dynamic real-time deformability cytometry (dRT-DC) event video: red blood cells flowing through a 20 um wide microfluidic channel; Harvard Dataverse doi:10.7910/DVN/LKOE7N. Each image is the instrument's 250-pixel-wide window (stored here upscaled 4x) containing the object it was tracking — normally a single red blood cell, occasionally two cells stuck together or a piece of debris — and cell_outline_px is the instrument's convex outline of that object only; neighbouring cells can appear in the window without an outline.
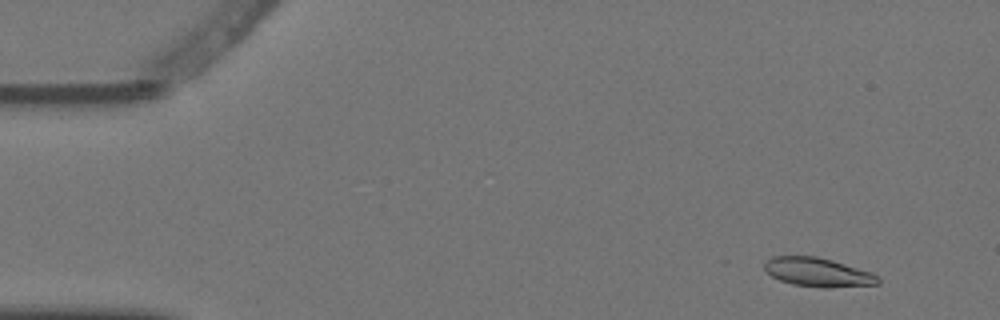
{"species": "Egyptian fruit bat (a non-hibernating species)", "species_latin": "Rousettus aegyptiacus", "temperature_condition": "warm", "stored_images_in_passage": 4, "camera_frame_rate_fps": 3000, "um_per_image_px": 0.085, "animal": {"sex": "female"}, "frame": {"image": 1, "passage_image": 1, "time_ms": 0.0, "image_size_px": [1000, 320], "cell_outline_px": [[880, 284], [824, 288], [792, 284], [780, 280], [772, 276], [764, 268], [764, 264], [772, 256], [816, 256], [832, 260], [872, 272], [880, 280]], "centroid_in_image_um": [69.53, 23.14], "position_along_channel_um": 15.5, "area_um2": 19.02}}
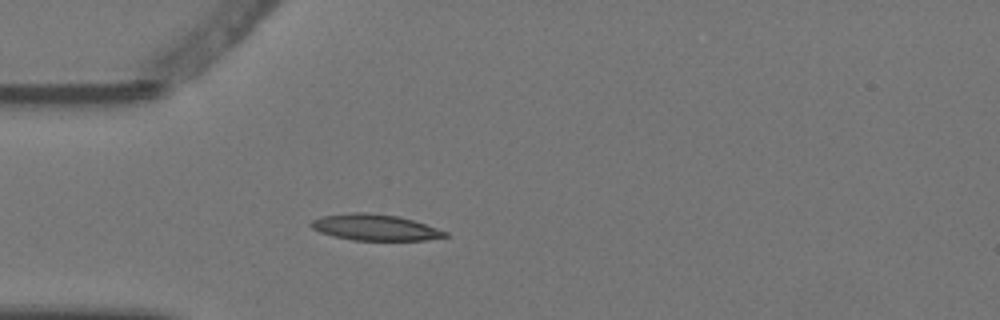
{"frame": {"image": 2, "passage_image": 4, "time_ms": 1.0, "image_size_px": [1000, 320], "cell_outline_px": [[448, 236], [428, 240], [352, 240], [332, 236], [320, 232], [312, 228], [308, 224], [312, 220], [320, 216], [352, 212], [368, 212], [400, 216], [448, 232]], "centroid_in_image_um": [31.83, 19.32], "position_along_channel_um": 53.2, "area_um2": 20.52}}